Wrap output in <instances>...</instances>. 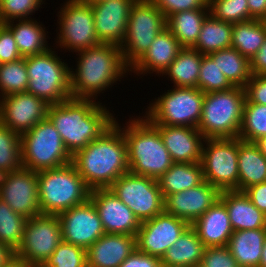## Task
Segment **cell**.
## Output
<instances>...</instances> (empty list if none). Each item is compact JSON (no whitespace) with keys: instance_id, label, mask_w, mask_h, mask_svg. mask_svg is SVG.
Masks as SVG:
<instances>
[{"instance_id":"6da1fadb","label":"cell","mask_w":266,"mask_h":267,"mask_svg":"<svg viewBox=\"0 0 266 267\" xmlns=\"http://www.w3.org/2000/svg\"><path fill=\"white\" fill-rule=\"evenodd\" d=\"M102 104L93 99L69 98L48 106L47 118L60 134L71 156L114 123L116 114L105 103Z\"/></svg>"},{"instance_id":"7a4b0ae2","label":"cell","mask_w":266,"mask_h":267,"mask_svg":"<svg viewBox=\"0 0 266 267\" xmlns=\"http://www.w3.org/2000/svg\"><path fill=\"white\" fill-rule=\"evenodd\" d=\"M75 53V69L73 65L70 67L72 98L99 101L98 96L130 75L120 46L100 43Z\"/></svg>"},{"instance_id":"3957f363","label":"cell","mask_w":266,"mask_h":267,"mask_svg":"<svg viewBox=\"0 0 266 267\" xmlns=\"http://www.w3.org/2000/svg\"><path fill=\"white\" fill-rule=\"evenodd\" d=\"M71 163L90 190L109 188L129 172L122 130L113 123L98 138L76 152Z\"/></svg>"},{"instance_id":"277c9868","label":"cell","mask_w":266,"mask_h":267,"mask_svg":"<svg viewBox=\"0 0 266 267\" xmlns=\"http://www.w3.org/2000/svg\"><path fill=\"white\" fill-rule=\"evenodd\" d=\"M117 118L114 123L125 137L129 172L158 179L174 164L159 130L144 115L129 116L123 126Z\"/></svg>"},{"instance_id":"5b68a950","label":"cell","mask_w":266,"mask_h":267,"mask_svg":"<svg viewBox=\"0 0 266 267\" xmlns=\"http://www.w3.org/2000/svg\"><path fill=\"white\" fill-rule=\"evenodd\" d=\"M37 178L41 214L59 215L89 199L91 190L72 163L38 171Z\"/></svg>"},{"instance_id":"8992f818","label":"cell","mask_w":266,"mask_h":267,"mask_svg":"<svg viewBox=\"0 0 266 267\" xmlns=\"http://www.w3.org/2000/svg\"><path fill=\"white\" fill-rule=\"evenodd\" d=\"M245 101L243 87L205 93L197 129L205 139L237 138Z\"/></svg>"},{"instance_id":"52a82bcc","label":"cell","mask_w":266,"mask_h":267,"mask_svg":"<svg viewBox=\"0 0 266 267\" xmlns=\"http://www.w3.org/2000/svg\"><path fill=\"white\" fill-rule=\"evenodd\" d=\"M54 48L25 57L29 84L27 93L43 99L48 105L61 103L71 96L70 66Z\"/></svg>"},{"instance_id":"ba28073f","label":"cell","mask_w":266,"mask_h":267,"mask_svg":"<svg viewBox=\"0 0 266 267\" xmlns=\"http://www.w3.org/2000/svg\"><path fill=\"white\" fill-rule=\"evenodd\" d=\"M171 87L151 100L143 115L153 125L197 128L205 93L198 88Z\"/></svg>"},{"instance_id":"9c48e42d","label":"cell","mask_w":266,"mask_h":267,"mask_svg":"<svg viewBox=\"0 0 266 267\" xmlns=\"http://www.w3.org/2000/svg\"><path fill=\"white\" fill-rule=\"evenodd\" d=\"M21 162L23 168L36 172L72 162L60 134L47 117L21 134Z\"/></svg>"},{"instance_id":"30bf717a","label":"cell","mask_w":266,"mask_h":267,"mask_svg":"<svg viewBox=\"0 0 266 267\" xmlns=\"http://www.w3.org/2000/svg\"><path fill=\"white\" fill-rule=\"evenodd\" d=\"M61 4L56 14L58 25L54 41L58 47H54L74 54L100 44L91 4L84 0H65Z\"/></svg>"},{"instance_id":"8fae6325","label":"cell","mask_w":266,"mask_h":267,"mask_svg":"<svg viewBox=\"0 0 266 267\" xmlns=\"http://www.w3.org/2000/svg\"><path fill=\"white\" fill-rule=\"evenodd\" d=\"M166 28V18L149 0H136L131 7L126 36L120 49L131 68L148 50L156 36Z\"/></svg>"},{"instance_id":"7c38bea8","label":"cell","mask_w":266,"mask_h":267,"mask_svg":"<svg viewBox=\"0 0 266 267\" xmlns=\"http://www.w3.org/2000/svg\"><path fill=\"white\" fill-rule=\"evenodd\" d=\"M239 138L205 139L201 164L204 180L222 191H239Z\"/></svg>"},{"instance_id":"4fadbf2b","label":"cell","mask_w":266,"mask_h":267,"mask_svg":"<svg viewBox=\"0 0 266 267\" xmlns=\"http://www.w3.org/2000/svg\"><path fill=\"white\" fill-rule=\"evenodd\" d=\"M109 189L133 211L140 223L164 211V199L157 179L127 172Z\"/></svg>"},{"instance_id":"5bb4252c","label":"cell","mask_w":266,"mask_h":267,"mask_svg":"<svg viewBox=\"0 0 266 267\" xmlns=\"http://www.w3.org/2000/svg\"><path fill=\"white\" fill-rule=\"evenodd\" d=\"M58 215L39 214L27 219L22 243L15 252L34 266L44 264L62 241Z\"/></svg>"},{"instance_id":"9a60e30c","label":"cell","mask_w":266,"mask_h":267,"mask_svg":"<svg viewBox=\"0 0 266 267\" xmlns=\"http://www.w3.org/2000/svg\"><path fill=\"white\" fill-rule=\"evenodd\" d=\"M0 199L26 219L41 214L37 172L22 167L0 175Z\"/></svg>"},{"instance_id":"2e32d148","label":"cell","mask_w":266,"mask_h":267,"mask_svg":"<svg viewBox=\"0 0 266 267\" xmlns=\"http://www.w3.org/2000/svg\"><path fill=\"white\" fill-rule=\"evenodd\" d=\"M189 226L185 220L163 211L141 223L136 235V249L162 259L167 249Z\"/></svg>"},{"instance_id":"e0dca14e","label":"cell","mask_w":266,"mask_h":267,"mask_svg":"<svg viewBox=\"0 0 266 267\" xmlns=\"http://www.w3.org/2000/svg\"><path fill=\"white\" fill-rule=\"evenodd\" d=\"M58 218L63 241L85 250L105 234L98 211L90 199L61 212Z\"/></svg>"},{"instance_id":"ac0fdd59","label":"cell","mask_w":266,"mask_h":267,"mask_svg":"<svg viewBox=\"0 0 266 267\" xmlns=\"http://www.w3.org/2000/svg\"><path fill=\"white\" fill-rule=\"evenodd\" d=\"M48 106L27 92L6 95L0 98V122L21 135L47 117Z\"/></svg>"},{"instance_id":"d6986e66","label":"cell","mask_w":266,"mask_h":267,"mask_svg":"<svg viewBox=\"0 0 266 267\" xmlns=\"http://www.w3.org/2000/svg\"><path fill=\"white\" fill-rule=\"evenodd\" d=\"M89 199L98 211L105 234L137 235L140 221L109 188L91 190Z\"/></svg>"},{"instance_id":"ffe728a7","label":"cell","mask_w":266,"mask_h":267,"mask_svg":"<svg viewBox=\"0 0 266 267\" xmlns=\"http://www.w3.org/2000/svg\"><path fill=\"white\" fill-rule=\"evenodd\" d=\"M221 191L203 181L200 185L168 195L164 211L192 225L220 199Z\"/></svg>"},{"instance_id":"44dd1931","label":"cell","mask_w":266,"mask_h":267,"mask_svg":"<svg viewBox=\"0 0 266 267\" xmlns=\"http://www.w3.org/2000/svg\"><path fill=\"white\" fill-rule=\"evenodd\" d=\"M136 0H104L92 3L96 35L100 43L120 46L125 39L130 10Z\"/></svg>"},{"instance_id":"7402d4cb","label":"cell","mask_w":266,"mask_h":267,"mask_svg":"<svg viewBox=\"0 0 266 267\" xmlns=\"http://www.w3.org/2000/svg\"><path fill=\"white\" fill-rule=\"evenodd\" d=\"M174 163L201 162L205 138L194 127L154 125Z\"/></svg>"},{"instance_id":"603a6c76","label":"cell","mask_w":266,"mask_h":267,"mask_svg":"<svg viewBox=\"0 0 266 267\" xmlns=\"http://www.w3.org/2000/svg\"><path fill=\"white\" fill-rule=\"evenodd\" d=\"M182 48L175 36L166 27L156 36L142 57L130 68V75L136 74V76H140L139 79L148 74H156L154 76L160 77Z\"/></svg>"},{"instance_id":"cb8c5ba5","label":"cell","mask_w":266,"mask_h":267,"mask_svg":"<svg viewBox=\"0 0 266 267\" xmlns=\"http://www.w3.org/2000/svg\"><path fill=\"white\" fill-rule=\"evenodd\" d=\"M136 249V236L104 234L87 251V267H118Z\"/></svg>"},{"instance_id":"d4e9b609","label":"cell","mask_w":266,"mask_h":267,"mask_svg":"<svg viewBox=\"0 0 266 267\" xmlns=\"http://www.w3.org/2000/svg\"><path fill=\"white\" fill-rule=\"evenodd\" d=\"M191 226L205 247L227 246L233 233L227 208L220 199Z\"/></svg>"},{"instance_id":"484cf974","label":"cell","mask_w":266,"mask_h":267,"mask_svg":"<svg viewBox=\"0 0 266 267\" xmlns=\"http://www.w3.org/2000/svg\"><path fill=\"white\" fill-rule=\"evenodd\" d=\"M220 200L225 204L233 231L266 228V215L242 191H222Z\"/></svg>"},{"instance_id":"4316f807","label":"cell","mask_w":266,"mask_h":267,"mask_svg":"<svg viewBox=\"0 0 266 267\" xmlns=\"http://www.w3.org/2000/svg\"><path fill=\"white\" fill-rule=\"evenodd\" d=\"M5 25L12 31L22 57L38 55L51 48L47 41L50 39L49 32L40 20L38 22L33 17L32 19L9 21Z\"/></svg>"},{"instance_id":"83f0119b","label":"cell","mask_w":266,"mask_h":267,"mask_svg":"<svg viewBox=\"0 0 266 267\" xmlns=\"http://www.w3.org/2000/svg\"><path fill=\"white\" fill-rule=\"evenodd\" d=\"M266 228L233 231L228 247L239 267H259Z\"/></svg>"},{"instance_id":"f1b7e54d","label":"cell","mask_w":266,"mask_h":267,"mask_svg":"<svg viewBox=\"0 0 266 267\" xmlns=\"http://www.w3.org/2000/svg\"><path fill=\"white\" fill-rule=\"evenodd\" d=\"M239 191L266 181V158L254 142L239 139Z\"/></svg>"},{"instance_id":"f546056e","label":"cell","mask_w":266,"mask_h":267,"mask_svg":"<svg viewBox=\"0 0 266 267\" xmlns=\"http://www.w3.org/2000/svg\"><path fill=\"white\" fill-rule=\"evenodd\" d=\"M205 248L197 232L190 225L167 249L161 259L162 265L198 267Z\"/></svg>"},{"instance_id":"4dcf8cb0","label":"cell","mask_w":266,"mask_h":267,"mask_svg":"<svg viewBox=\"0 0 266 267\" xmlns=\"http://www.w3.org/2000/svg\"><path fill=\"white\" fill-rule=\"evenodd\" d=\"M202 57L196 49L183 47L161 77L165 75L173 87L197 88Z\"/></svg>"},{"instance_id":"1f68e13d","label":"cell","mask_w":266,"mask_h":267,"mask_svg":"<svg viewBox=\"0 0 266 267\" xmlns=\"http://www.w3.org/2000/svg\"><path fill=\"white\" fill-rule=\"evenodd\" d=\"M203 181L201 162L174 163L157 179L163 199L170 194L200 185Z\"/></svg>"},{"instance_id":"d6a6232c","label":"cell","mask_w":266,"mask_h":267,"mask_svg":"<svg viewBox=\"0 0 266 267\" xmlns=\"http://www.w3.org/2000/svg\"><path fill=\"white\" fill-rule=\"evenodd\" d=\"M209 14V8L177 12L166 19V27L182 47L192 48L198 40L202 24Z\"/></svg>"},{"instance_id":"836d02e7","label":"cell","mask_w":266,"mask_h":267,"mask_svg":"<svg viewBox=\"0 0 266 267\" xmlns=\"http://www.w3.org/2000/svg\"><path fill=\"white\" fill-rule=\"evenodd\" d=\"M233 24L215 19L209 14L201 27L198 40L192 47L203 55L230 48Z\"/></svg>"},{"instance_id":"e575fe53","label":"cell","mask_w":266,"mask_h":267,"mask_svg":"<svg viewBox=\"0 0 266 267\" xmlns=\"http://www.w3.org/2000/svg\"><path fill=\"white\" fill-rule=\"evenodd\" d=\"M266 38V20L251 19L233 24L231 47L249 60L254 56Z\"/></svg>"},{"instance_id":"d590c367","label":"cell","mask_w":266,"mask_h":267,"mask_svg":"<svg viewBox=\"0 0 266 267\" xmlns=\"http://www.w3.org/2000/svg\"><path fill=\"white\" fill-rule=\"evenodd\" d=\"M229 82L236 87H245L251 78L250 61L235 48H226L208 54Z\"/></svg>"},{"instance_id":"8d00e7d4","label":"cell","mask_w":266,"mask_h":267,"mask_svg":"<svg viewBox=\"0 0 266 267\" xmlns=\"http://www.w3.org/2000/svg\"><path fill=\"white\" fill-rule=\"evenodd\" d=\"M27 219L0 199V242L16 252L22 243Z\"/></svg>"},{"instance_id":"74e56055","label":"cell","mask_w":266,"mask_h":267,"mask_svg":"<svg viewBox=\"0 0 266 267\" xmlns=\"http://www.w3.org/2000/svg\"><path fill=\"white\" fill-rule=\"evenodd\" d=\"M21 168V135L0 122V175Z\"/></svg>"},{"instance_id":"f35d334b","label":"cell","mask_w":266,"mask_h":267,"mask_svg":"<svg viewBox=\"0 0 266 267\" xmlns=\"http://www.w3.org/2000/svg\"><path fill=\"white\" fill-rule=\"evenodd\" d=\"M29 84L25 57L0 64V98L15 93H24Z\"/></svg>"},{"instance_id":"ab89813d","label":"cell","mask_w":266,"mask_h":267,"mask_svg":"<svg viewBox=\"0 0 266 267\" xmlns=\"http://www.w3.org/2000/svg\"><path fill=\"white\" fill-rule=\"evenodd\" d=\"M266 135V105L245 103L238 138L255 142Z\"/></svg>"},{"instance_id":"60d3db41","label":"cell","mask_w":266,"mask_h":267,"mask_svg":"<svg viewBox=\"0 0 266 267\" xmlns=\"http://www.w3.org/2000/svg\"><path fill=\"white\" fill-rule=\"evenodd\" d=\"M247 3V0H208L210 14L232 24L254 19L249 14Z\"/></svg>"},{"instance_id":"b9f144b4","label":"cell","mask_w":266,"mask_h":267,"mask_svg":"<svg viewBox=\"0 0 266 267\" xmlns=\"http://www.w3.org/2000/svg\"><path fill=\"white\" fill-rule=\"evenodd\" d=\"M234 86L218 68L217 63L209 55H203L197 88L204 93L225 91Z\"/></svg>"},{"instance_id":"7bdbcfd3","label":"cell","mask_w":266,"mask_h":267,"mask_svg":"<svg viewBox=\"0 0 266 267\" xmlns=\"http://www.w3.org/2000/svg\"><path fill=\"white\" fill-rule=\"evenodd\" d=\"M43 265L45 267H87V251L62 240Z\"/></svg>"},{"instance_id":"ee69618b","label":"cell","mask_w":266,"mask_h":267,"mask_svg":"<svg viewBox=\"0 0 266 267\" xmlns=\"http://www.w3.org/2000/svg\"><path fill=\"white\" fill-rule=\"evenodd\" d=\"M46 0H0V23L32 19L33 13L42 8ZM32 15V16H30Z\"/></svg>"},{"instance_id":"f6af8a7d","label":"cell","mask_w":266,"mask_h":267,"mask_svg":"<svg viewBox=\"0 0 266 267\" xmlns=\"http://www.w3.org/2000/svg\"><path fill=\"white\" fill-rule=\"evenodd\" d=\"M198 267H239L228 246L206 247Z\"/></svg>"},{"instance_id":"bcb514c9","label":"cell","mask_w":266,"mask_h":267,"mask_svg":"<svg viewBox=\"0 0 266 267\" xmlns=\"http://www.w3.org/2000/svg\"><path fill=\"white\" fill-rule=\"evenodd\" d=\"M155 4L167 19L177 12L209 8L208 0H149Z\"/></svg>"},{"instance_id":"7dc6e473","label":"cell","mask_w":266,"mask_h":267,"mask_svg":"<svg viewBox=\"0 0 266 267\" xmlns=\"http://www.w3.org/2000/svg\"><path fill=\"white\" fill-rule=\"evenodd\" d=\"M22 58L12 31L0 23V64L17 61Z\"/></svg>"},{"instance_id":"c3c4849f","label":"cell","mask_w":266,"mask_h":267,"mask_svg":"<svg viewBox=\"0 0 266 267\" xmlns=\"http://www.w3.org/2000/svg\"><path fill=\"white\" fill-rule=\"evenodd\" d=\"M244 90L245 103L266 105V75H251Z\"/></svg>"},{"instance_id":"681fc988","label":"cell","mask_w":266,"mask_h":267,"mask_svg":"<svg viewBox=\"0 0 266 267\" xmlns=\"http://www.w3.org/2000/svg\"><path fill=\"white\" fill-rule=\"evenodd\" d=\"M161 259L135 249L118 267H161Z\"/></svg>"},{"instance_id":"f907efd6","label":"cell","mask_w":266,"mask_h":267,"mask_svg":"<svg viewBox=\"0 0 266 267\" xmlns=\"http://www.w3.org/2000/svg\"><path fill=\"white\" fill-rule=\"evenodd\" d=\"M244 193L266 215V181L247 188Z\"/></svg>"},{"instance_id":"816d5d0a","label":"cell","mask_w":266,"mask_h":267,"mask_svg":"<svg viewBox=\"0 0 266 267\" xmlns=\"http://www.w3.org/2000/svg\"><path fill=\"white\" fill-rule=\"evenodd\" d=\"M249 61L252 75H266V38L261 48Z\"/></svg>"},{"instance_id":"f5cc1de1","label":"cell","mask_w":266,"mask_h":267,"mask_svg":"<svg viewBox=\"0 0 266 267\" xmlns=\"http://www.w3.org/2000/svg\"><path fill=\"white\" fill-rule=\"evenodd\" d=\"M249 14L254 19L266 20V0H247Z\"/></svg>"},{"instance_id":"db71d44e","label":"cell","mask_w":266,"mask_h":267,"mask_svg":"<svg viewBox=\"0 0 266 267\" xmlns=\"http://www.w3.org/2000/svg\"><path fill=\"white\" fill-rule=\"evenodd\" d=\"M3 267H34V265L14 252Z\"/></svg>"},{"instance_id":"11a10c76","label":"cell","mask_w":266,"mask_h":267,"mask_svg":"<svg viewBox=\"0 0 266 267\" xmlns=\"http://www.w3.org/2000/svg\"><path fill=\"white\" fill-rule=\"evenodd\" d=\"M13 253L10 248L0 242V267H3Z\"/></svg>"},{"instance_id":"9f6ffc18","label":"cell","mask_w":266,"mask_h":267,"mask_svg":"<svg viewBox=\"0 0 266 267\" xmlns=\"http://www.w3.org/2000/svg\"><path fill=\"white\" fill-rule=\"evenodd\" d=\"M254 143L258 146L260 152L266 158V135L259 138Z\"/></svg>"},{"instance_id":"6f0895ef","label":"cell","mask_w":266,"mask_h":267,"mask_svg":"<svg viewBox=\"0 0 266 267\" xmlns=\"http://www.w3.org/2000/svg\"><path fill=\"white\" fill-rule=\"evenodd\" d=\"M259 267H266V238L264 241Z\"/></svg>"},{"instance_id":"680465c9","label":"cell","mask_w":266,"mask_h":267,"mask_svg":"<svg viewBox=\"0 0 266 267\" xmlns=\"http://www.w3.org/2000/svg\"><path fill=\"white\" fill-rule=\"evenodd\" d=\"M84 1L92 4V3L101 2V1H104V0H84Z\"/></svg>"},{"instance_id":"91938a15","label":"cell","mask_w":266,"mask_h":267,"mask_svg":"<svg viewBox=\"0 0 266 267\" xmlns=\"http://www.w3.org/2000/svg\"><path fill=\"white\" fill-rule=\"evenodd\" d=\"M161 267H189V266H179V265H162Z\"/></svg>"},{"instance_id":"94428289","label":"cell","mask_w":266,"mask_h":267,"mask_svg":"<svg viewBox=\"0 0 266 267\" xmlns=\"http://www.w3.org/2000/svg\"><path fill=\"white\" fill-rule=\"evenodd\" d=\"M34 267H45V266L41 264V265H35Z\"/></svg>"}]
</instances>
